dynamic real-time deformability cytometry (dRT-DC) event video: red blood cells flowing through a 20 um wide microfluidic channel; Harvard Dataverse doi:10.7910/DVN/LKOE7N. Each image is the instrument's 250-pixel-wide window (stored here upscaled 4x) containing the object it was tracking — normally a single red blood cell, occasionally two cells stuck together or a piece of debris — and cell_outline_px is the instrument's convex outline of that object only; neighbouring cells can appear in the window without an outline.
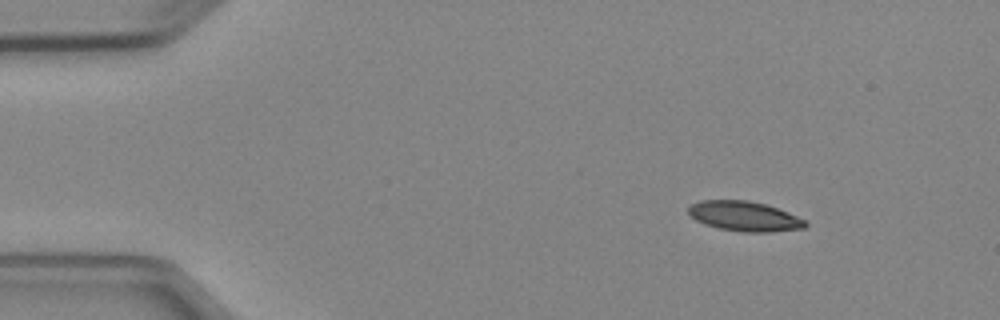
{"species": "Egyptian fruit bat (a non-hibernating species)", "species_latin": "Rousettus aegyptiacus", "temperature_condition": "cold", "stored_images_in_passage": 3, "camera_frame_rate_fps": 3000, "um_per_image_px": 0.085, "animal": {"sex": "female"}, "frame": {"image": 1, "passage_image": 1, "time_ms": 0.0, "image_size_px": [1000, 320], "cell_outline_px": [[808, 224], [804, 228], [768, 232], [740, 232], [720, 228], [704, 224], [696, 220], [688, 212], [688, 208], [692, 204], [700, 200], [748, 200], [764, 204], [788, 212], [804, 220]], "centroid_in_image_um": [63.26, 18.38], "position_along_channel_um": 21.7, "area_um2": 20.17}}